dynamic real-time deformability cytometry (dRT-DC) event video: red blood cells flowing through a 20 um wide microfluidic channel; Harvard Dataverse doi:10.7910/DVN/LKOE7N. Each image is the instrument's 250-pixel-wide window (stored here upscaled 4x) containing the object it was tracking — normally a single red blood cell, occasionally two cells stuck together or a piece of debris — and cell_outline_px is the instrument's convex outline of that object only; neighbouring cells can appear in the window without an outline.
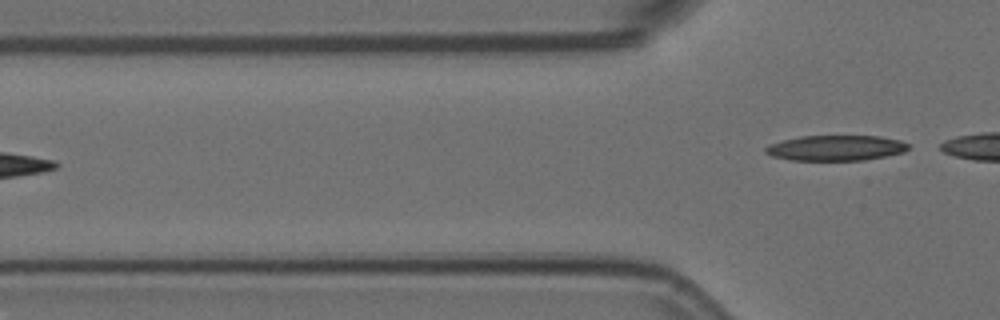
{"species": "Egyptian fruit bat (a non-hibernating species)", "species_latin": "Rousettus aegyptiacus", "temperature_condition": "room temperature", "stored_images_in_passage": 6, "camera_frame_rate_fps": 3000, "um_per_image_px": 0.085, "animal": {"sex": "female"}, "frame": {"image": 1, "passage_image": 6, "time_ms": 1.667, "image_size_px": [1000, 320], "cell_outline_px": [[908, 148], [904, 152], [864, 160], [788, 160], [772, 156], [764, 152], [764, 148], [768, 144], [780, 140], [800, 136], [880, 136], [900, 140], [908, 144]], "centroid_in_image_um": [70.98, 12.57], "position_along_channel_um": 54.8, "area_um2": 21.21}}